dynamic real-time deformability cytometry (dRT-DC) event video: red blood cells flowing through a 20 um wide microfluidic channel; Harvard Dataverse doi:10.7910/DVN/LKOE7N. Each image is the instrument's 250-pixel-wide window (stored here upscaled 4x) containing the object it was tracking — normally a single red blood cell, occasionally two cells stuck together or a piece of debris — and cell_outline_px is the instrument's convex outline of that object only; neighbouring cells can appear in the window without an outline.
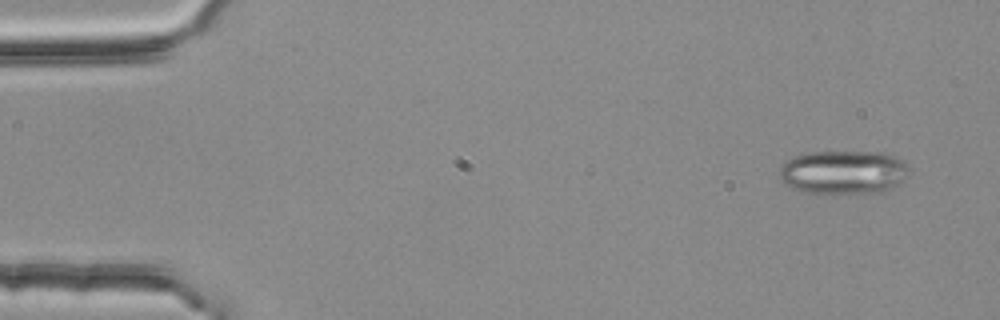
{"species": "common noctule bat (a hibernating species)", "species_latin": "Nyctalus noctula", "temperature_condition": "room temperature", "stored_images_in_passage": 2, "segment_of_instrument_passage": [2, 2], "camera_frame_rate_fps": 3000, "um_per_image_px": 0.085, "animal": {"sex": "female", "body_mass_g": 25.1}, "frame": {"image": 1, "passage_image": 2, "time_ms": 0.333, "image_size_px": [1000, 320], "cell_outline_px": [[908, 176], [904, 180], [892, 188], [884, 192], [804, 192], [792, 188], [784, 184], [780, 176], [780, 164], [792, 156], [812, 152], [884, 152], [896, 156], [908, 168]], "centroid_in_image_um": [71.68, 14.62], "position_along_channel_um": 13.3, "area_um2": 32.89}}